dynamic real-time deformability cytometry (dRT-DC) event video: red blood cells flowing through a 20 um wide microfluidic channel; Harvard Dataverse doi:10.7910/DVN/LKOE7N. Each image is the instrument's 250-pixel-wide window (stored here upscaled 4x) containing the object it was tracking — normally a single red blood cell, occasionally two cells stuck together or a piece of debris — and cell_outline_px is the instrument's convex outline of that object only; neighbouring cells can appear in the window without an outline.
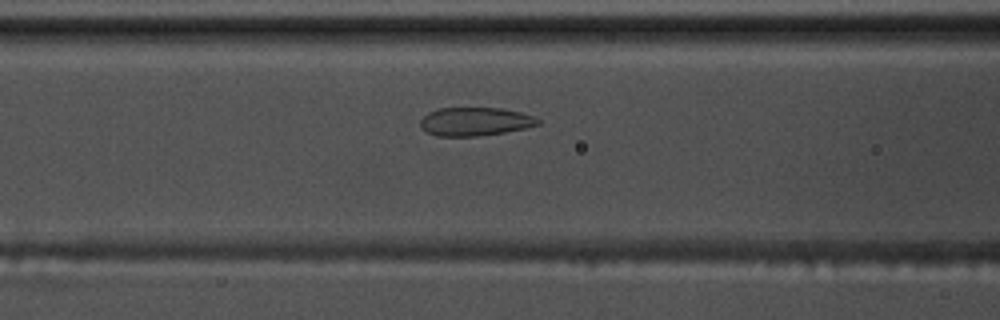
{"species": "common noctule bat (a hibernating species)", "species_latin": "Nyctalus noctula", "temperature_condition": "warm", "stored_images_in_passage": 29, "camera_frame_rate_fps": 3000, "um_per_image_px": 0.085, "animal": {"sex": "male", "body_mass_g": 17.5, "forearm_length_mm": 52.3}, "frame": {"image": 1, "passage_image": 15, "time_ms": 4.667, "image_size_px": [1000, 320], "cell_outline_px": [[540, 124], [524, 128], [504, 132], [480, 136], [436, 136], [420, 128], [420, 120], [428, 112], [440, 108], [500, 108], [520, 112], [536, 116], [540, 120]], "centroid_in_image_um": [40.38, 10.33], "position_along_channel_um": 126.2, "area_um2": 19.54}}
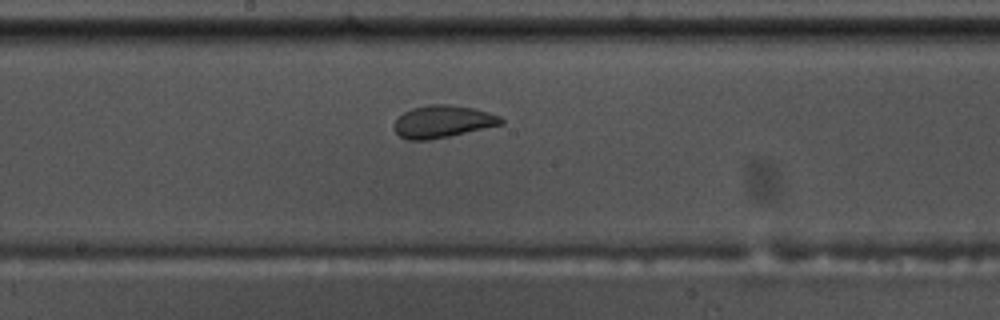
{"frame": {"image": 2, "passage_image": 22, "time_ms": 7.0, "image_size_px": [1000, 320], "cell_outline_px": [[504, 124], [448, 136], [428, 140], [408, 140], [400, 136], [396, 132], [396, 120], [404, 112], [412, 108], [428, 104], [452, 104], [472, 108], [488, 112], [500, 116], [504, 120]], "centroid_in_image_um": [37.66, 10.32], "position_along_channel_um": 210.5, "area_um2": 19.94}}
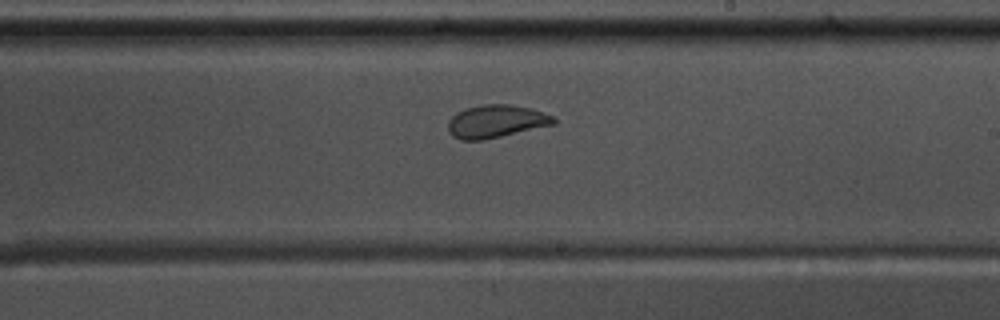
{"frame": {"image": 3, "passage_image": 25, "time_ms": 8.0, "image_size_px": [1000, 320], "cell_outline_px": [[556, 124], [484, 140], [460, 140], [452, 136], [448, 132], [448, 120], [456, 112], [480, 104], [512, 104], [532, 108], [552, 116], [556, 120]], "centroid_in_image_um": [42.15, 10.31], "position_along_channel_um": 246.9, "area_um2": 20.4}}